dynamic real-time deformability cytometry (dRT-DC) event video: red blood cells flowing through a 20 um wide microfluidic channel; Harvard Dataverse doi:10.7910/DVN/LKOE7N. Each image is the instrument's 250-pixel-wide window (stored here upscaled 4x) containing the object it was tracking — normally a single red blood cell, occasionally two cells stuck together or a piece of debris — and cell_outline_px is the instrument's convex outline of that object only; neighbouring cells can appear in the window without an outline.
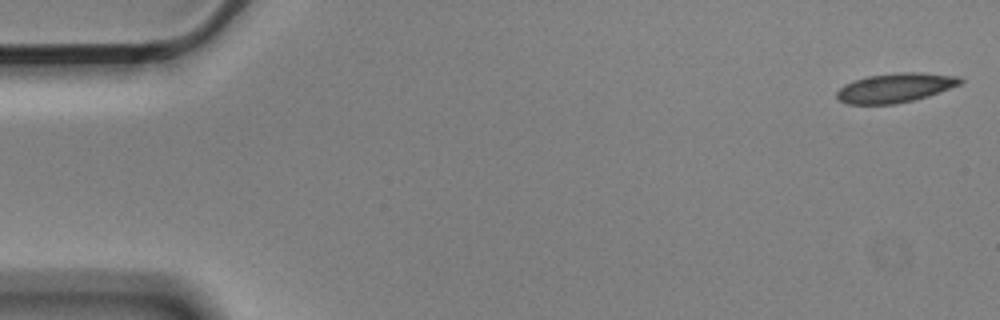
{"species": "Egyptian fruit bat (a non-hibernating species)", "species_latin": "Rousettus aegyptiacus", "temperature_condition": "cold", "stored_images_in_passage": 7, "camera_frame_rate_fps": 3000, "um_per_image_px": 0.085, "animal": {"sex": "male"}, "frame": {"image": 1, "passage_image": 1, "time_ms": 0.0, "image_size_px": [1000, 320], "cell_outline_px": [[964, 80], [960, 84], [928, 96], [896, 104], [848, 104], [840, 100], [836, 96], [836, 92], [844, 84], [868, 76], [896, 72], [920, 72], [960, 76]], "centroid_in_image_um": [76.11, 7.45], "position_along_channel_um": 8.9, "area_um2": 21.04}}
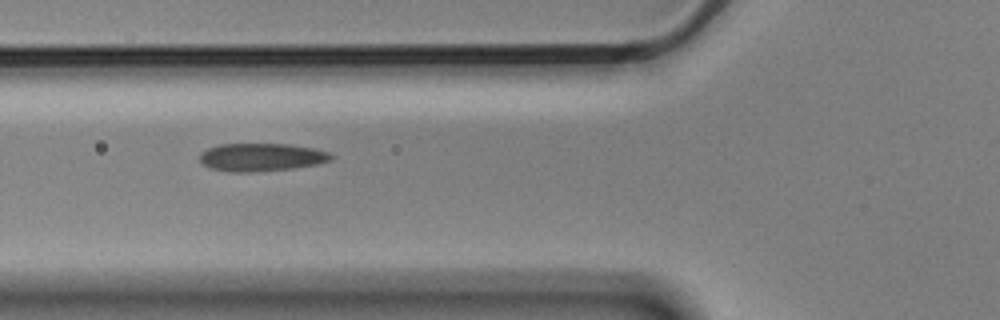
{"frame": {"image": 2, "passage_image": 6, "time_ms": 1.667, "image_size_px": [1000, 320], "cell_outline_px": [[336, 156], [332, 160], [316, 164], [292, 168], [248, 172], [232, 172], [212, 168], [204, 164], [200, 160], [200, 152], [208, 148], [220, 144], [288, 144], [312, 148], [328, 152]], "centroid_in_image_um": [22.23, 13.35], "position_along_channel_um": 103.6, "area_um2": 21.21}}
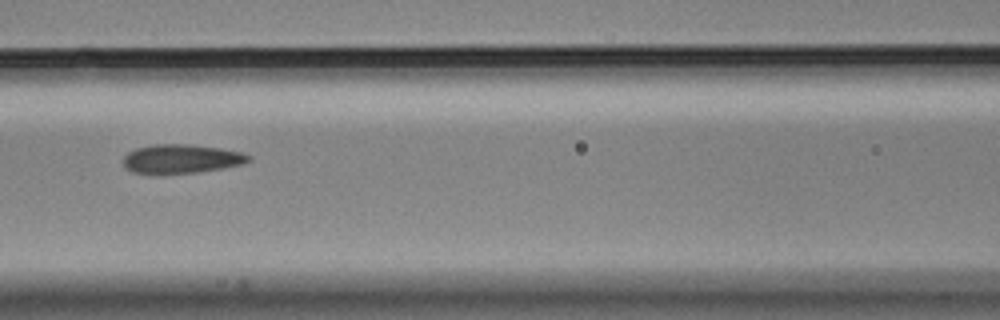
{"frame": {"image": 3, "passage_image": 7, "time_ms": 2.0, "image_size_px": [1000, 320], "cell_outline_px": [[252, 160], [244, 164], [224, 168], [200, 172], [164, 176], [152, 176], [132, 172], [124, 168], [124, 156], [128, 152], [136, 148], [152, 144], [184, 144], [220, 148], [240, 152], [252, 156]], "centroid_in_image_um": [15.37, 13.55], "position_along_channel_um": 151.2, "area_um2": 22.02}}